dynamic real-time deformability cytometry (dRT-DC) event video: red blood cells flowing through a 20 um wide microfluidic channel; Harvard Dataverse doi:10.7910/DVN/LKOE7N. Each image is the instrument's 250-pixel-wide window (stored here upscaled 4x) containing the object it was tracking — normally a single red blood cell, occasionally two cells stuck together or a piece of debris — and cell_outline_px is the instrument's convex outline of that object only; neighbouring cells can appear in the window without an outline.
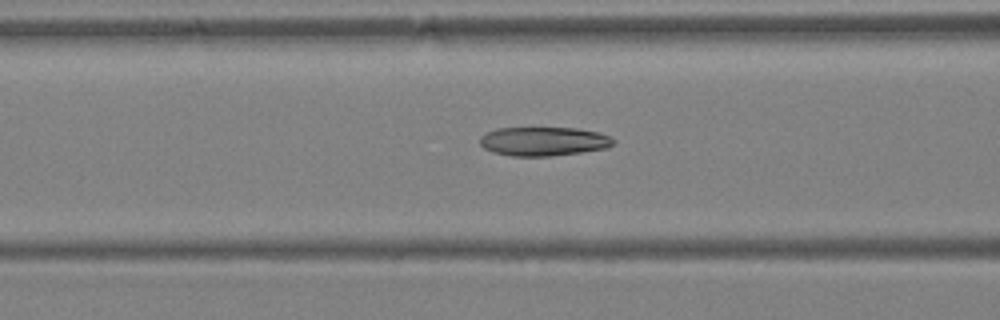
{"species": "Egyptian fruit bat (a non-hibernating species)", "species_latin": "Rousettus aegyptiacus", "temperature_condition": "warm", "stored_images_in_passage": 29, "camera_frame_rate_fps": 3000, "um_per_image_px": 0.085, "animal": {"sex": "female"}, "frame": {"image": 1, "passage_image": 5, "time_ms": 1.333, "image_size_px": [1000, 320], "cell_outline_px": [[616, 144], [608, 148], [552, 156], [512, 156], [492, 152], [484, 148], [480, 144], [480, 136], [496, 128], [576, 128], [596, 132], [608, 136], [616, 140]], "centroid_in_image_um": [46.21, 12.02], "position_along_channel_um": 120.4, "area_um2": 22.54}}
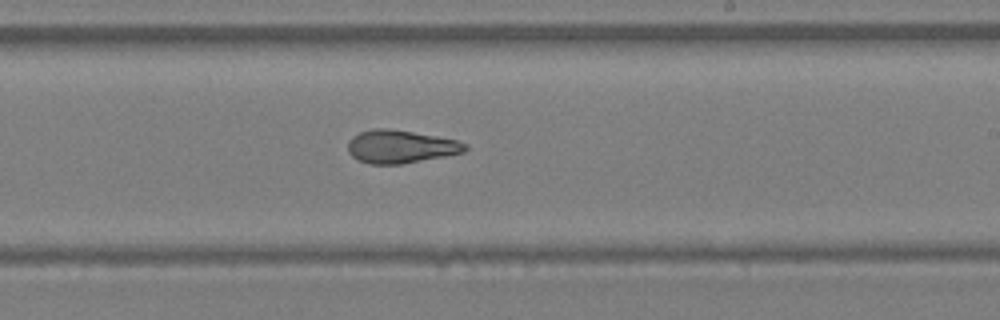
{"frame": {"image": 2, "passage_image": 13, "time_ms": 4.0, "image_size_px": [1000, 320], "cell_outline_px": [[468, 148], [464, 152], [448, 156], [404, 164], [368, 164], [352, 156], [348, 152], [348, 140], [352, 136], [360, 132], [376, 128], [388, 128], [436, 136], [456, 140], [468, 144]], "centroid_in_image_um": [34.06, 12.47], "position_along_channel_um": 254.9, "area_um2": 22.72}}
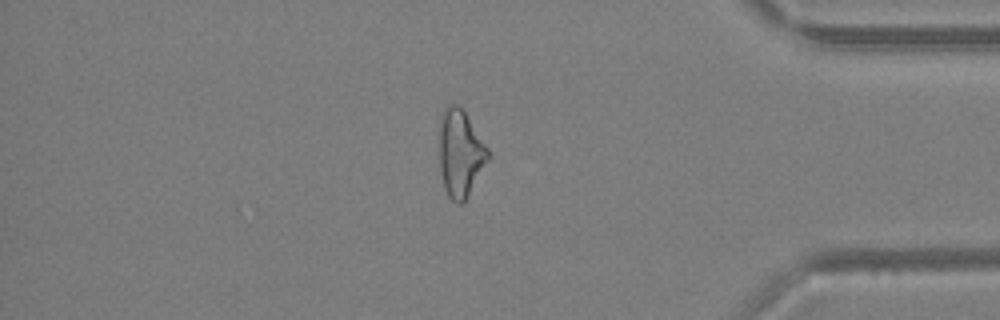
{"frame": {"image": 3, "passage_image": 23, "time_ms": 7.333, "image_size_px": [1000, 320], "cell_outline_px": [[488, 160], [464, 200], [460, 204], [456, 204], [448, 196], [444, 188], [440, 172], [440, 116], [444, 108], [448, 104], [460, 104], [488, 148]], "centroid_in_image_um": [39.1, 12.98], "position_along_channel_um": 396.1, "area_um2": 24.45}}